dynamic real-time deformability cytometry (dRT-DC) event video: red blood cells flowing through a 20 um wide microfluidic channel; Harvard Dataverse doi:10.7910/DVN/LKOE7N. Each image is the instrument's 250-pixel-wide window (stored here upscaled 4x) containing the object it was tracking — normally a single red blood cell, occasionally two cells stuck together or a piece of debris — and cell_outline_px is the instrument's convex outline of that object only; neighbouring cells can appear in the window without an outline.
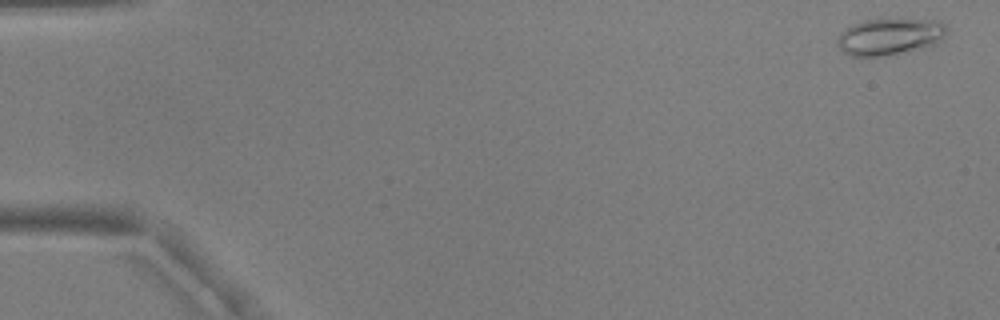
{"species": "common noctule bat (a hibernating species)", "species_latin": "Nyctalus noctula", "temperature_condition": "warm", "stored_images_in_passage": 53, "camera_frame_rate_fps": 3000, "um_per_image_px": 0.085, "animal": {"sex": "male", "body_mass_g": 17.9, "forearm_length_mm": 54.2}, "frame": {"image": 1, "passage_image": 1, "time_ms": 0.0, "image_size_px": [1000, 320], "cell_outline_px": [[948, 32], [940, 40], [932, 44], [884, 56], [852, 56], [844, 52], [840, 48], [836, 40], [852, 24], [864, 20], [940, 20], [948, 28]], "centroid_in_image_um": [75.63, 3.1], "position_along_channel_um": 9.4, "area_um2": 22.66}}
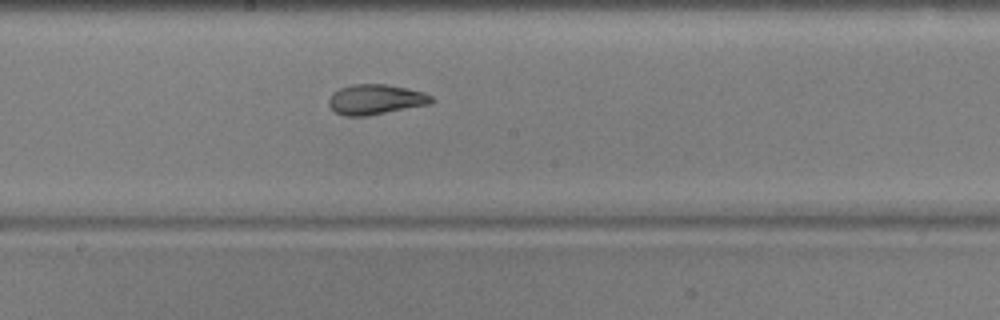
{"frame": {"image": 2, "passage_image": 29, "time_ms": 9.333, "image_size_px": [1000, 320], "cell_outline_px": [[436, 100], [428, 104], [368, 116], [344, 116], [336, 112], [328, 104], [328, 100], [332, 92], [340, 88], [352, 84], [384, 84], [408, 88], [424, 92], [432, 96]], "centroid_in_image_um": [31.92, 8.45], "position_along_channel_um": 216.3, "area_um2": 18.09}}
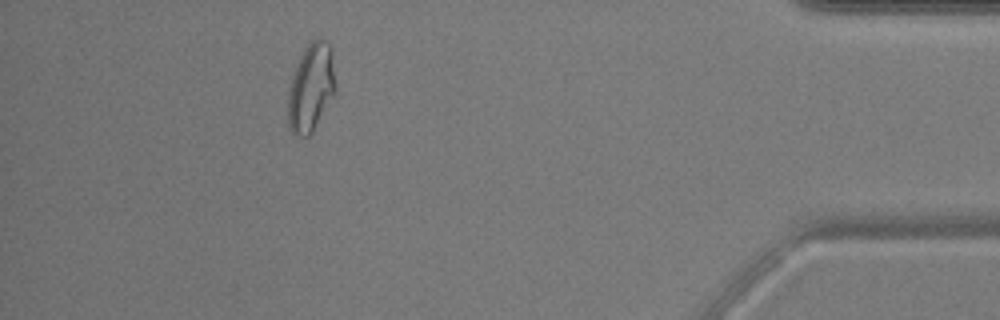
{"frame": {"image": 3, "passage_image": 48, "time_ms": 15.667, "image_size_px": [1000, 320], "cell_outline_px": [[336, 92], [312, 132], [308, 136], [296, 136], [292, 132], [288, 124], [288, 92], [292, 76], [300, 56], [304, 48], [316, 36], [320, 36], [332, 48], [336, 84]], "centroid_in_image_um": [26.45, 7.41], "position_along_channel_um": 408.7, "area_um2": 24.68}, "authors_computed_cell_mechanics": {"area_um2": 19.9988, "velocity_mm_per_s": 3.7944, "shape_relaxation_time_tau1_ms": 6.8855, "shape_relaxation_time_tau2_ms": 1.4192, "deformation_change_tau1": 0.2321, "deformation_change_tau2": 0.0726}}